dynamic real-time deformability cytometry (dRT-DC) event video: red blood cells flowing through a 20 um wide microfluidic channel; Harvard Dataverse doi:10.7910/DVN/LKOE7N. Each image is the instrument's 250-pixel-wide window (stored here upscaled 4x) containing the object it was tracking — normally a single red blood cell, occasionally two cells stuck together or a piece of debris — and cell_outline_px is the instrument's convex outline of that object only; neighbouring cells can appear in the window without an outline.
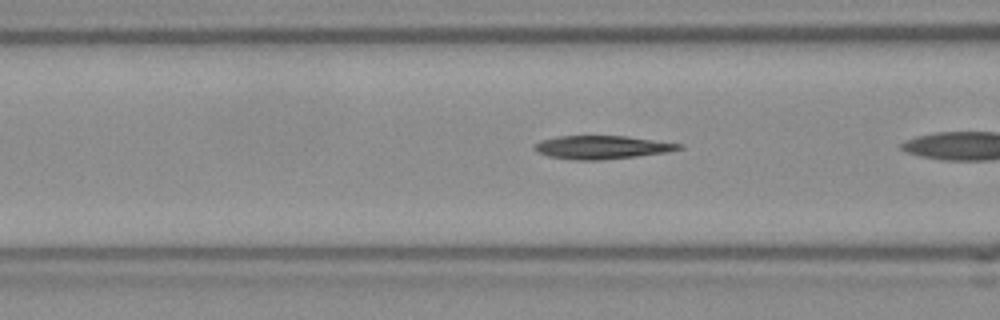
{"species": "Egyptian fruit bat (a non-hibernating species)", "species_latin": "Rousettus aegyptiacus", "temperature_condition": "room temperature", "stored_images_in_passage": 26, "camera_frame_rate_fps": 3000, "um_per_image_px": 0.085, "frame": {"image": 1, "passage_image": 5, "time_ms": 1.333, "image_size_px": [1000, 320], "cell_outline_px": [[684, 148], [668, 152], [636, 156], [600, 160], [572, 160], [548, 156], [536, 152], [532, 148], [532, 144], [540, 140], [556, 136], [624, 136], [684, 144]], "centroid_in_image_um": [51.1, 12.52], "position_along_channel_um": 115.5, "area_um2": 19.83}}
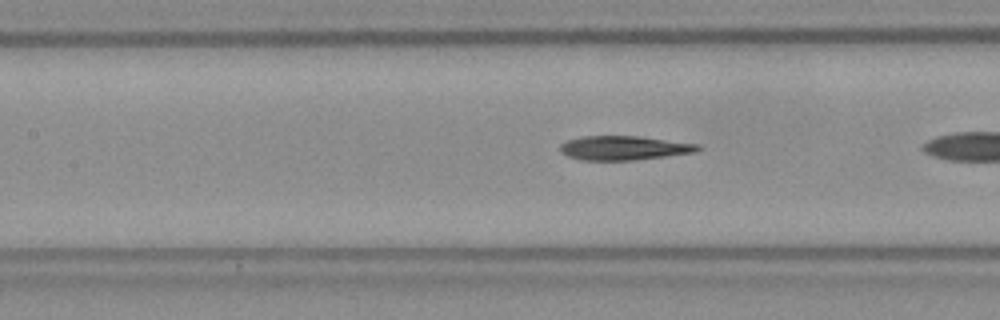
{"frame": {"image": 2, "passage_image": 8, "time_ms": 2.333, "image_size_px": [1000, 320], "cell_outline_px": [[704, 148], [696, 152], [632, 160], [580, 160], [568, 156], [560, 152], [560, 144], [568, 140], [580, 136], [640, 136], [700, 144]], "centroid_in_image_um": [53.05, 12.57], "position_along_channel_um": 154.4, "area_um2": 19.48}}